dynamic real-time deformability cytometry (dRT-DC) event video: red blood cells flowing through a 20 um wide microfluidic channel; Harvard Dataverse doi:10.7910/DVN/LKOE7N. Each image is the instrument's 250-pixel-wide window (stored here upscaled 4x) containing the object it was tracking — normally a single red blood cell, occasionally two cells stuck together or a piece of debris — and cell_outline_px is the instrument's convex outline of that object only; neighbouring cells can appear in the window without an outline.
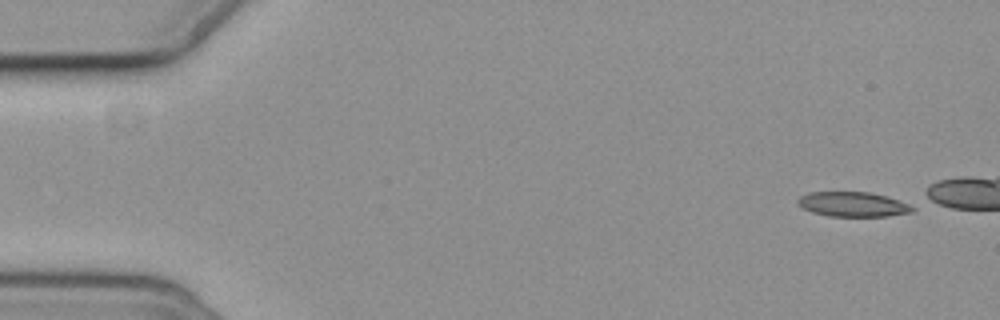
{"species": "common noctule bat (a hibernating species)", "species_latin": "Nyctalus noctula", "temperature_condition": "cold", "stored_images_in_passage": 4, "camera_frame_rate_fps": 3000, "um_per_image_px": 0.085, "animal": {"sex": "female", "body_mass_g": 19.3, "forearm_length_mm": 54.1}, "frame": {"image": 1, "passage_image": 1, "time_ms": 0.0, "image_size_px": [1000, 320], "cell_outline_px": [[916, 208], [912, 212], [888, 216], [828, 216], [812, 212], [804, 208], [796, 200], [800, 196], [808, 192], [868, 192], [888, 196], [908, 204]], "centroid_in_image_um": [72.51, 17.36], "position_along_channel_um": 12.5, "area_um2": 16.47}}